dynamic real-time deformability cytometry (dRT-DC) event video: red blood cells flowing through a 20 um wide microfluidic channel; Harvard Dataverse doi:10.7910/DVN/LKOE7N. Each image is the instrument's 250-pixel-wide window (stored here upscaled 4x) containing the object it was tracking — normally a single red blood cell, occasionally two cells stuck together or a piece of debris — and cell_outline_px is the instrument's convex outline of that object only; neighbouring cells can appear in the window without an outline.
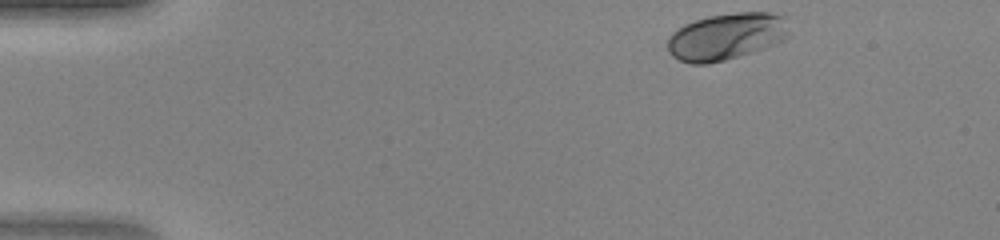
{"species": "human", "species_latin": "Homo sapiens", "temperature_condition": "warm", "stored_images_in_passage": 42, "camera_frame_rate_fps": 3000, "um_per_image_px": 0.085, "donor": {"sex": "female"}, "frame": {"image": 1, "passage_image": 1, "time_ms": 0.0, "image_size_px": [1000, 240], "cell_outline_px": [[788, 36], [784, 40], [764, 48], [752, 52], [724, 60], [708, 64], [692, 64], [680, 60], [672, 56], [668, 52], [668, 36], [672, 32], [684, 24], [708, 16], [736, 12], [768, 12], [784, 16], [788, 32]], "centroid_in_image_um": [61.72, 3.1], "position_along_channel_um": 23.3, "area_um2": 33.18}}
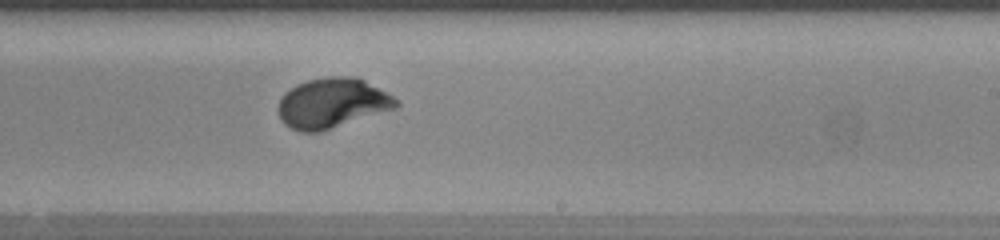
{"frame": {"image": 2, "passage_image": 24, "time_ms": 7.667, "image_size_px": [1000, 240], "cell_outline_px": [[400, 104], [396, 108], [320, 132], [300, 132], [284, 124], [280, 120], [276, 108], [284, 92], [296, 84], [308, 80], [328, 76], [356, 76], [364, 80], [400, 100]], "centroid_in_image_um": [28.21, 8.76], "position_along_channel_um": 260.8, "area_um2": 34.56}}
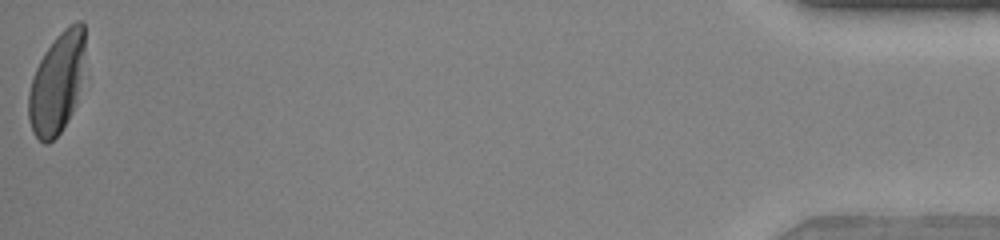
{"frame": {"image": 3, "passage_image": 42, "time_ms": 13.667, "image_size_px": [1000, 240], "cell_outline_px": [[84, 52], [76, 104], [72, 112], [60, 132], [48, 144], [44, 144], [32, 132], [28, 120], [28, 92], [32, 76], [44, 52], [56, 36], [68, 24], [76, 20], [80, 20], [84, 24]], "centroid_in_image_um": [4.8, 7.06], "position_along_channel_um": 430.4, "area_um2": 33.06}}